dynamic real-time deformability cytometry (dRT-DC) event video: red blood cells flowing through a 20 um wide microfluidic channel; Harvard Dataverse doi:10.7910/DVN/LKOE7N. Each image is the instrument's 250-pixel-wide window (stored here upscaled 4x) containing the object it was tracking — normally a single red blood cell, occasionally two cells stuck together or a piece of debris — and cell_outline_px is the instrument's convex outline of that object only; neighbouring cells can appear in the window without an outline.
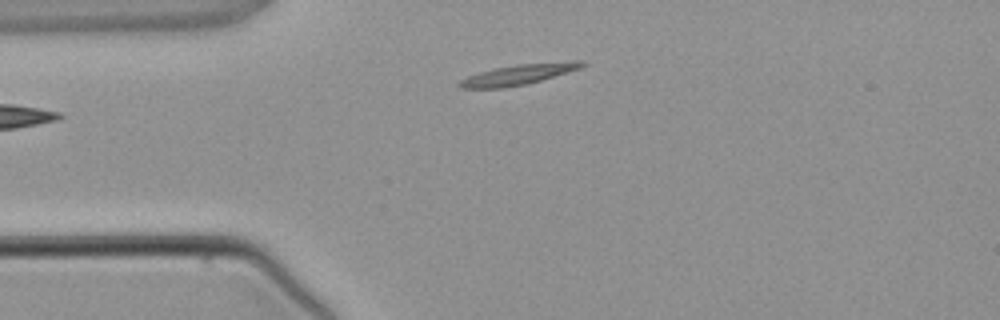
{"species": "common noctule bat (a hibernating species)", "species_latin": "Nyctalus noctula", "temperature_condition": "warm", "stored_images_in_passage": 2, "camera_frame_rate_fps": 3000, "um_per_image_px": 0.085, "animal": {"sex": "male", "body_mass_g": 21.5, "forearm_length_mm": 52.0}, "frame": {"image": 1, "passage_image": 2, "time_ms": 1.333, "image_size_px": [1000, 320], "cell_outline_px": [[588, 64], [580, 68], [528, 84], [504, 88], [460, 88], [456, 84], [460, 80], [468, 76], [480, 72], [496, 68], [516, 64], [572, 60], [584, 60]], "centroid_in_image_um": [44.11, 6.32], "position_along_channel_um": 40.9, "area_um2": 14.74}}